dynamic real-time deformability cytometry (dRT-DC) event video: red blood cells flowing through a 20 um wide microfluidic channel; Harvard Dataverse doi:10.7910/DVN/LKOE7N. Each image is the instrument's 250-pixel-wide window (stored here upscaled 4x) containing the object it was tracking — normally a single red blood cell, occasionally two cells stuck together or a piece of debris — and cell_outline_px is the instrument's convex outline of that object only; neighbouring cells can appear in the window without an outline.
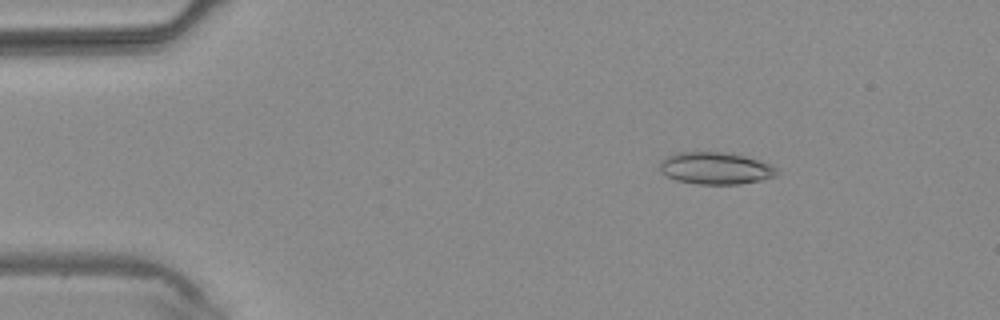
{"species": "common noctule bat (a hibernating species)", "species_latin": "Nyctalus noctula", "temperature_condition": "warm", "stored_images_in_passage": 4, "camera_frame_rate_fps": 3000, "um_per_image_px": 0.085, "animal": {"sex": "male", "body_mass_g": 20.4}, "frame": {"image": 1, "passage_image": 4, "time_ms": 3.667, "image_size_px": [1000, 320], "cell_outline_px": [[780, 172], [776, 176], [760, 180], [740, 184], [700, 184], [676, 180], [660, 172], [660, 160], [676, 152], [724, 152], [744, 156], [772, 164]], "centroid_in_image_um": [60.83, 14.3], "position_along_channel_um": 24.2, "area_um2": 21.91}}